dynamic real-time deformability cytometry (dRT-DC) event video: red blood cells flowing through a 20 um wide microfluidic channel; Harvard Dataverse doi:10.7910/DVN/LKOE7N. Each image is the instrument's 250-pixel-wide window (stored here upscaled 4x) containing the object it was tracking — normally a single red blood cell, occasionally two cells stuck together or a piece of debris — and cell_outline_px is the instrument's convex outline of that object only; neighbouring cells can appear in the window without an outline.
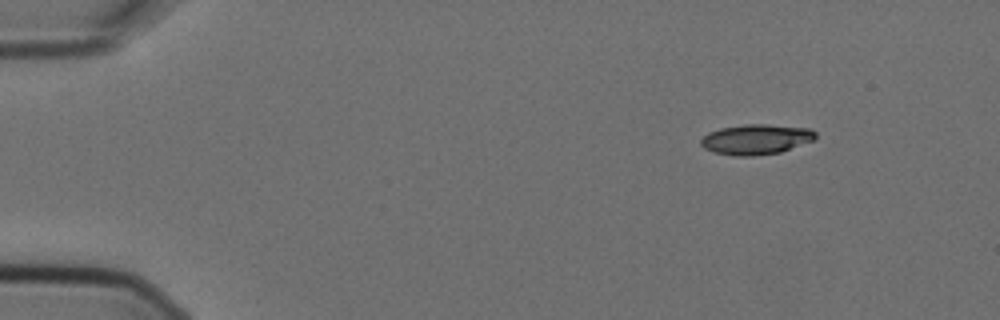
{"species": "Egyptian fruit bat (a non-hibernating species)", "species_latin": "Rousettus aegyptiacus", "temperature_condition": "cold", "stored_images_in_passage": 4, "camera_frame_rate_fps": 3000, "um_per_image_px": 0.085, "animal": {"sex": "female"}, "frame": {"image": 1, "passage_image": 1, "time_ms": 0.0, "image_size_px": [1000, 320], "cell_outline_px": [[816, 136], [812, 140], [780, 152], [752, 156], [732, 156], [712, 152], [704, 148], [700, 144], [700, 140], [708, 132], [720, 128], [744, 124], [764, 124], [812, 128], [816, 132]], "centroid_in_image_um": [64.22, 11.84], "position_along_channel_um": 20.8, "area_um2": 20.23}}
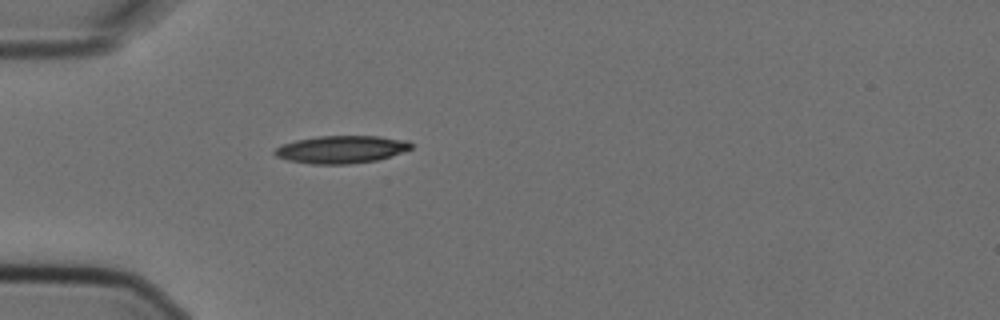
{"frame": {"image": 2, "passage_image": 4, "time_ms": 1.0, "image_size_px": [1000, 320], "cell_outline_px": [[412, 148], [376, 160], [348, 164], [312, 164], [288, 160], [276, 156], [272, 152], [276, 148], [284, 144], [296, 140], [320, 136], [380, 136], [408, 140], [412, 144]], "centroid_in_image_um": [29.0, 12.69], "position_along_channel_um": 56.0, "area_um2": 21.73}}